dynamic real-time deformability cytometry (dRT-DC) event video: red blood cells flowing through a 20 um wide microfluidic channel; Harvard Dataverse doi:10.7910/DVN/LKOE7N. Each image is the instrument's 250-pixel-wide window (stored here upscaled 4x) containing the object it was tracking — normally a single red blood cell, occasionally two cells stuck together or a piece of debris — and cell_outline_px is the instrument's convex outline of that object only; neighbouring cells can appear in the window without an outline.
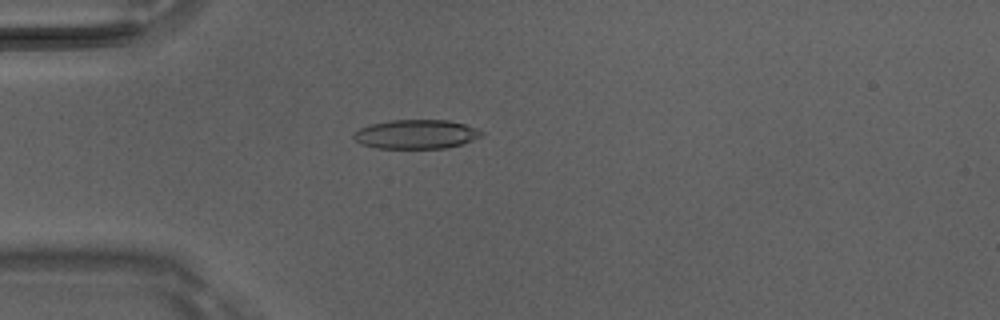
{"species": "Egyptian fruit bat (a non-hibernating species)", "species_latin": "Rousettus aegyptiacus", "temperature_condition": "room temperature", "stored_images_in_passage": 2, "camera_frame_rate_fps": 3000, "um_per_image_px": 0.085, "animal": {"sex": "male"}, "frame": {"image": 1, "passage_image": 2, "time_ms": 0.333, "image_size_px": [1000, 320], "cell_outline_px": [[484, 132], [480, 136], [472, 140], [460, 144], [444, 148], [376, 148], [364, 144], [356, 140], [352, 136], [360, 128], [372, 124], [392, 120], [448, 120], [464, 124], [476, 128]], "centroid_in_image_um": [35.38, 11.4], "position_along_channel_um": 49.6, "area_um2": 21.33}}